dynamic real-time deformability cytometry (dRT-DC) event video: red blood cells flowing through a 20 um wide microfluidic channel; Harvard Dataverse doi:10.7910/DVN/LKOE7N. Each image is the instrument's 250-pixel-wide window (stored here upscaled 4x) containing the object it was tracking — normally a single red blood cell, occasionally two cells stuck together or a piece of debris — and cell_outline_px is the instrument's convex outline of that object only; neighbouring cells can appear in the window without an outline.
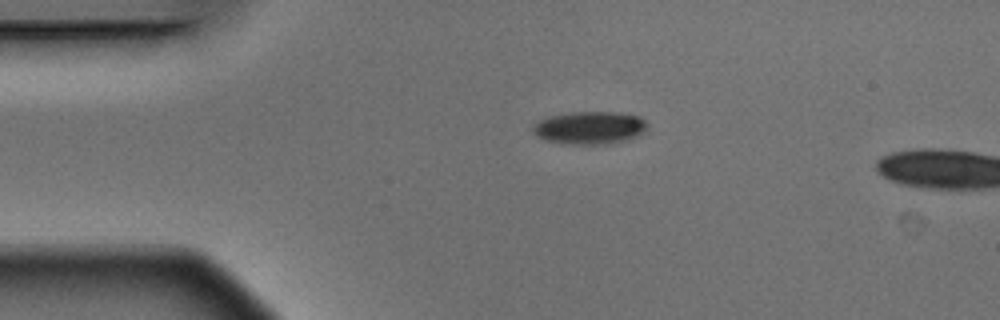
{"species": "Egyptian fruit bat (a non-hibernating species)", "species_latin": "Rousettus aegyptiacus", "temperature_condition": "warm", "stored_images_in_passage": 2, "camera_frame_rate_fps": 3000, "um_per_image_px": 0.085, "animal": {"sex": "male"}, "frame": {"image": 1, "passage_image": 1, "time_ms": 0.0, "image_size_px": [1000, 320], "cell_outline_px": [[648, 124], [644, 132], [628, 140], [608, 144], [564, 144], [544, 140], [536, 136], [532, 128], [540, 120], [548, 116], [572, 112], [620, 112], [640, 116]], "centroid_in_image_um": [50.14, 10.86], "position_along_channel_um": 34.9, "area_um2": 22.02}}